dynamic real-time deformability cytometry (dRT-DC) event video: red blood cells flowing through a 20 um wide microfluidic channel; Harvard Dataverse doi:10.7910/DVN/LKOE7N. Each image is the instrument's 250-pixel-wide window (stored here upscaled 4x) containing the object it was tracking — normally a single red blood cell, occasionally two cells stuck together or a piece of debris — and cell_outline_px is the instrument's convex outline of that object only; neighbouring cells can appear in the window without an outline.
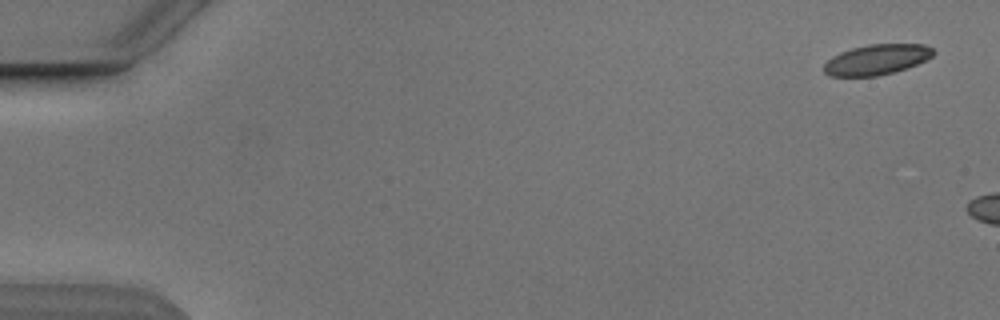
{"species": "Egyptian fruit bat (a non-hibernating species)", "species_latin": "Rousettus aegyptiacus", "temperature_condition": "cold", "stored_images_in_passage": 3, "camera_frame_rate_fps": 3000, "um_per_image_px": 0.085, "animal": {"sex": "male"}, "frame": {"image": 1, "passage_image": 1, "time_ms": 0.0, "image_size_px": [1000, 320], "cell_outline_px": [[936, 52], [932, 56], [916, 64], [892, 72], [876, 76], [828, 76], [824, 72], [824, 64], [832, 56], [840, 52], [852, 48], [868, 44], [924, 44], [932, 48]], "centroid_in_image_um": [74.49, 5.05], "position_along_channel_um": 10.5, "area_um2": 19.19}}